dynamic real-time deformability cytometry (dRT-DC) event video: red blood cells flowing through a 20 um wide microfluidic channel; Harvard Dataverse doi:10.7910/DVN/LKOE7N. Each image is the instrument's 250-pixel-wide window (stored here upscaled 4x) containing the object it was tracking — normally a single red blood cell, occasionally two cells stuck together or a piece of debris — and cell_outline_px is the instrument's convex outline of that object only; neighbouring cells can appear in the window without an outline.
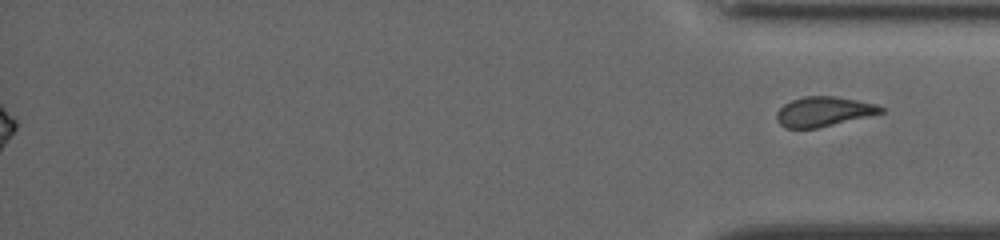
{"species": "common noctule bat (a hibernating species)", "species_latin": "Nyctalus noctula", "temperature_condition": "cold", "stored_images_in_passage": 57, "segment_of_instrument_passage": [2, 2], "camera_frame_rate_fps": 3000, "um_per_image_px": 0.085, "animal": {"sex": "female", "body_mass_g": 19.5, "forearm_length_mm": 54.1}, "frame": {"image": 1, "passage_image": 57, "time_ms": 18.667, "image_size_px": [1000, 240], "cell_outline_px": [[884, 112], [816, 128], [784, 128], [776, 120], [776, 112], [784, 104], [792, 100], [804, 96], [836, 96], [876, 104], [884, 108]], "centroid_in_image_um": [69.97, 9.47], "position_along_channel_um": 365.2, "area_um2": 17.86}}